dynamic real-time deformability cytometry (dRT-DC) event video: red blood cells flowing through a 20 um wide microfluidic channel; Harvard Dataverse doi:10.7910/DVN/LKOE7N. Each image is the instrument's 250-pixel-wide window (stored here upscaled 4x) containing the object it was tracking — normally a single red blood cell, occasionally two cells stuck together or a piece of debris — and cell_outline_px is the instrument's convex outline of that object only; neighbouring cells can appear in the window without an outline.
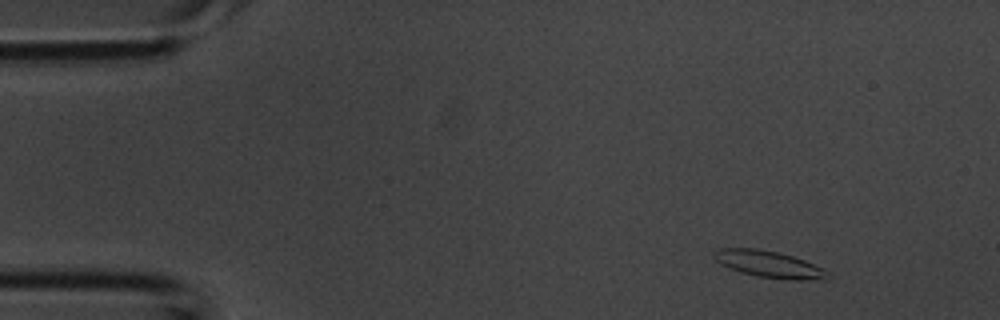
{"species": "common noctule bat (a hibernating species)", "species_latin": "Nyctalus noctula", "temperature_condition": "room temperature", "stored_images_in_passage": 4, "camera_frame_rate_fps": 3000, "um_per_image_px": 0.085, "animal": {"sex": "male", "body_mass_g": 20.1, "forearm_length_mm": 53.5}, "frame": {"image": 1, "passage_image": 1, "time_ms": 0.0, "image_size_px": [1000, 320], "cell_outline_px": [[828, 280], [788, 280], [756, 276], [740, 272], [728, 268], [720, 264], [712, 256], [712, 252], [716, 248], [756, 248], [780, 252], [804, 260], [824, 268], [828, 272]], "centroid_in_image_um": [65.35, 22.46], "position_along_channel_um": 19.6, "area_um2": 18.09}}